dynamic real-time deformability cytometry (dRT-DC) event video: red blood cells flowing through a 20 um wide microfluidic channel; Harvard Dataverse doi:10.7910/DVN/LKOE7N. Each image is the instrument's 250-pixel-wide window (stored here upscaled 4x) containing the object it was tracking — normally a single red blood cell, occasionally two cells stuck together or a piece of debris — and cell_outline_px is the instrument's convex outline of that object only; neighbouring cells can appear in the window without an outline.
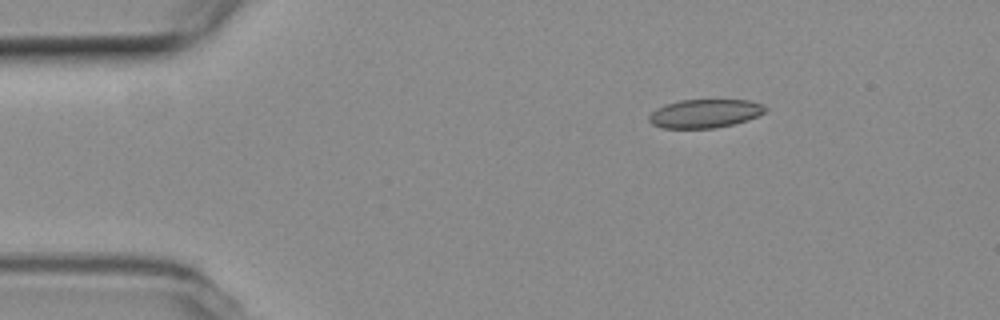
{"species": "common noctule bat (a hibernating species)", "species_latin": "Nyctalus noctula", "temperature_condition": "room temperature", "stored_images_in_passage": 36, "camera_frame_rate_fps": 3000, "um_per_image_px": 0.085, "animal": {"sex": "female", "body_mass_g": 19.3, "forearm_length_mm": 54.1}, "frame": {"image": 1, "passage_image": 1, "time_ms": 0.0, "image_size_px": [1000, 320], "cell_outline_px": [[768, 108], [764, 112], [748, 120], [716, 128], [664, 128], [652, 124], [648, 120], [648, 116], [656, 108], [664, 104], [680, 100], [748, 100], [764, 104]], "centroid_in_image_um": [59.9, 9.64], "position_along_channel_um": 25.1, "area_um2": 19.42}}
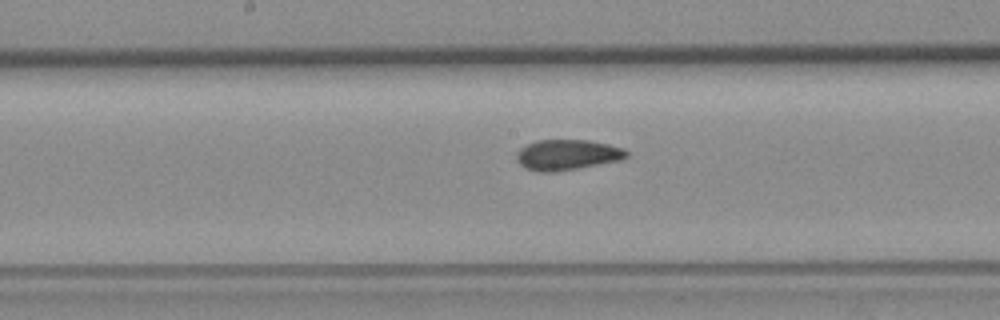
{"frame": {"image": 2, "passage_image": 20, "time_ms": 6.333, "image_size_px": [1000, 320], "cell_outline_px": [[628, 156], [620, 160], [556, 172], [540, 172], [528, 168], [520, 164], [516, 160], [516, 152], [520, 148], [536, 140], [588, 140], [608, 144], [624, 148], [628, 152]], "centroid_in_image_um": [48.21, 13.15], "position_along_channel_um": 200.0, "area_um2": 19.48}}
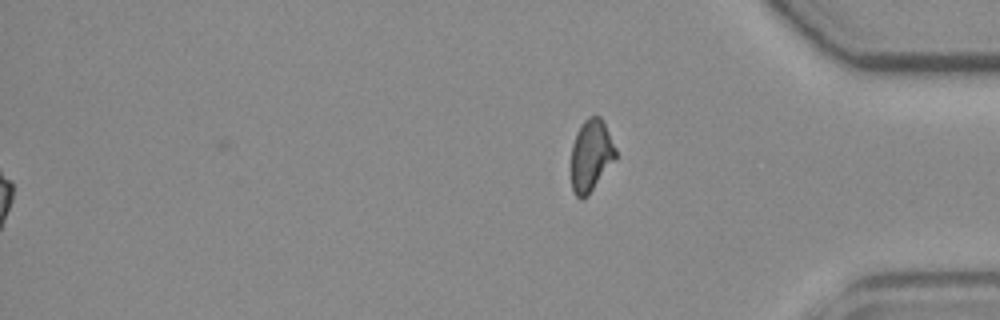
{"frame": {"image": 3, "passage_image": 36, "time_ms": 11.667, "image_size_px": [1000, 320], "cell_outline_px": [[616, 156], [588, 196], [580, 200], [576, 196], [572, 188], [572, 144], [576, 132], [584, 120], [588, 116], [600, 116], [604, 120], [616, 148]], "centroid_in_image_um": [50.23, 13.18], "position_along_channel_um": 385.0, "area_um2": 18.55}, "authors_computed_cell_mechanics": {"area_um2": 19.4786, "velocity_mm_per_s": 3.7855, "shape_relaxation_time_tau1_ms": null, "shape_relaxation_time_tau2_ms": 2.6128, "deformation_change_tau1": null, "deformation_change_tau2": 0.0822}}